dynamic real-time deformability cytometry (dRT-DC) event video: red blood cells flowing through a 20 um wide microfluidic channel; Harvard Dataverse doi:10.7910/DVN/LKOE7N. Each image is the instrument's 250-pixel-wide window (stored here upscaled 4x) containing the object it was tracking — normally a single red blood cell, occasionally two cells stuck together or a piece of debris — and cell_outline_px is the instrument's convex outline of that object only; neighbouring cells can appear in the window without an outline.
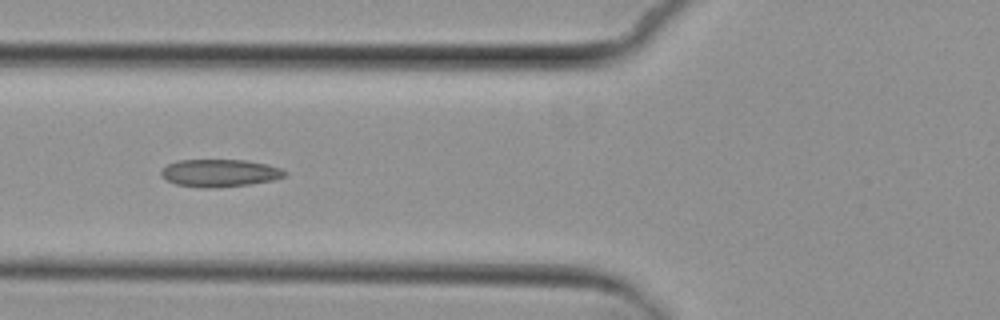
{"species": "common noctule bat (a hibernating species)", "species_latin": "Nyctalus noctula", "temperature_condition": "cold", "stored_images_in_passage": 7, "camera_frame_rate_fps": 3000, "um_per_image_px": 0.085, "animal": {"sex": "female", "body_mass_g": 29.2, "forearm_length_mm": 56.3}, "frame": {"image": 1, "passage_image": 6, "time_ms": 5.667, "image_size_px": [1000, 320], "cell_outline_px": [[288, 176], [276, 180], [248, 184], [212, 188], [204, 188], [176, 184], [160, 176], [160, 172], [168, 164], [180, 160], [248, 160], [268, 164], [280, 168], [288, 172]], "centroid_in_image_um": [18.74, 14.7], "position_along_channel_um": 107.1, "area_um2": 19.94}}
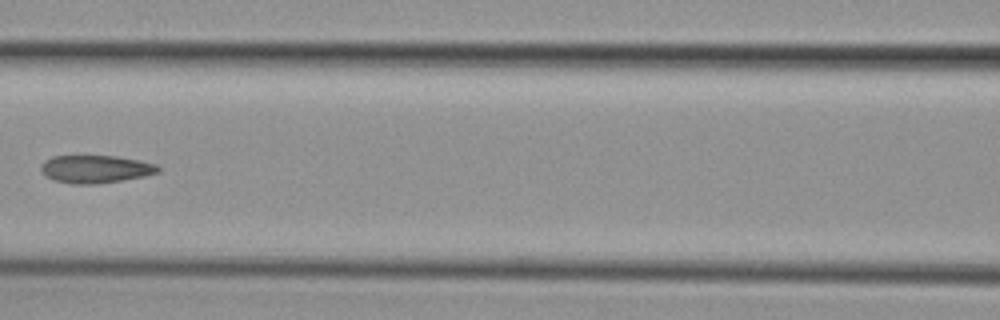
{"frame": {"image": 2, "passage_image": 7, "time_ms": 7.0, "image_size_px": [1000, 320], "cell_outline_px": [[160, 172], [144, 176], [96, 184], [68, 184], [52, 180], [44, 176], [40, 172], [40, 164], [44, 160], [52, 156], [116, 156], [140, 160], [156, 164], [160, 168]], "centroid_in_image_um": [8.06, 14.37], "position_along_channel_um": 158.5, "area_um2": 19.25}}